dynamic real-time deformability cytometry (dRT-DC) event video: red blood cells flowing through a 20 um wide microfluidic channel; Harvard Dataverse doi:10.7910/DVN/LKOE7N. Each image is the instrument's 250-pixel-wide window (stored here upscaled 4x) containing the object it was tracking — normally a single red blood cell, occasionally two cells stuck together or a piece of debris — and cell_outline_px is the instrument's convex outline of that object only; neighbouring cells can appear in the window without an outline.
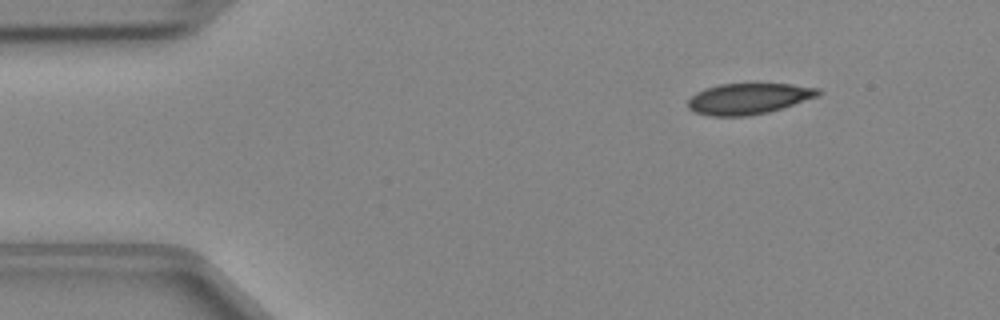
{"species": "Egyptian fruit bat (a non-hibernating species)", "species_latin": "Rousettus aegyptiacus", "temperature_condition": "cold", "stored_images_in_passage": 42, "camera_frame_rate_fps": 3000, "um_per_image_px": 0.085, "animal": {"sex": "female"}, "frame": {"image": 1, "passage_image": 1, "time_ms": 0.0, "image_size_px": [1000, 320], "cell_outline_px": [[824, 92], [820, 96], [768, 112], [748, 116], [712, 116], [696, 112], [688, 108], [688, 100], [696, 92], [704, 88], [720, 84], [792, 84], [820, 88]], "centroid_in_image_um": [63.67, 8.38], "position_along_channel_um": 21.3, "area_um2": 23.58}}
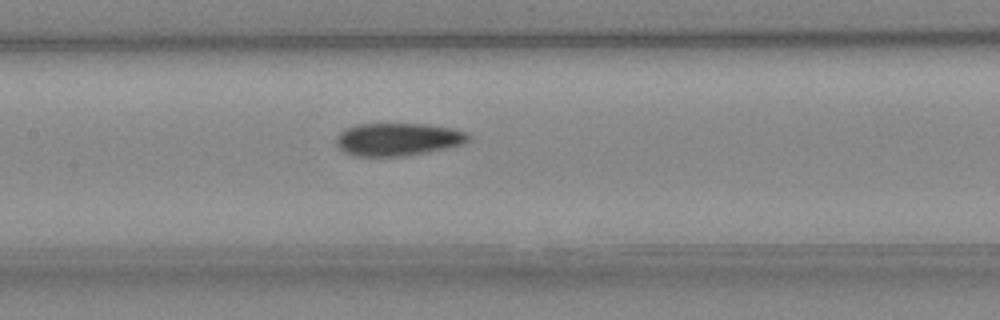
{"frame": {"image": 2, "passage_image": 17, "time_ms": 5.333, "image_size_px": [1000, 320], "cell_outline_px": [[472, 136], [468, 140], [460, 144], [448, 148], [404, 156], [356, 156], [344, 152], [336, 144], [336, 136], [344, 128], [356, 124], [428, 124], [452, 128], [468, 132]], "centroid_in_image_um": [33.81, 11.83], "position_along_channel_um": 173.6, "area_um2": 25.37}}
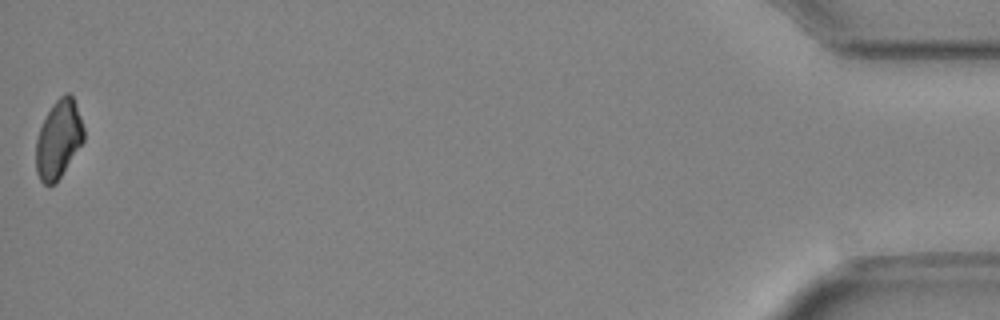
{"frame": {"image": 3, "passage_image": 42, "time_ms": 13.667, "image_size_px": [1000, 320], "cell_outline_px": [[84, 140], [56, 184], [44, 184], [40, 180], [36, 172], [36, 140], [40, 128], [52, 104], [64, 92], [68, 92], [72, 96], [76, 104], [84, 128]], "centroid_in_image_um": [4.98, 11.84], "position_along_channel_um": 430.2, "area_um2": 21.68}}